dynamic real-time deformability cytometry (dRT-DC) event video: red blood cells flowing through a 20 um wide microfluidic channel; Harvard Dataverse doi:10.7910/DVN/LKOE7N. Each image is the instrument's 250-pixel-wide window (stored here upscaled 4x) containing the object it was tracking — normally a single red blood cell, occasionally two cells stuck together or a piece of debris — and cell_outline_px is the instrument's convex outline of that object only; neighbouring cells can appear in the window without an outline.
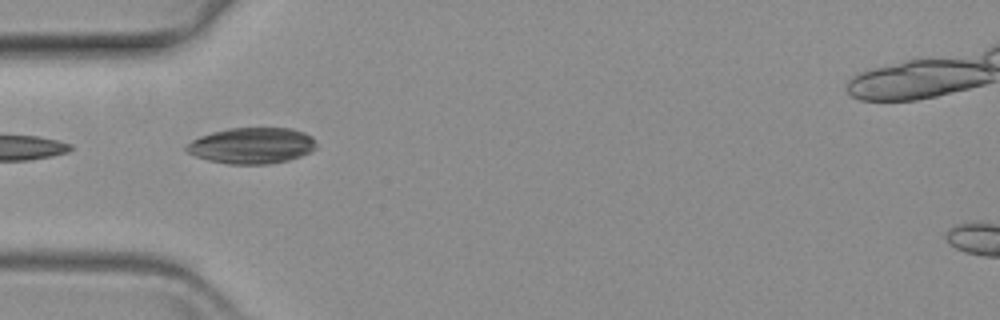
{"species": "common noctule bat (a hibernating species)", "species_latin": "Nyctalus noctula", "temperature_condition": "warm", "stored_images_in_passage": 4, "camera_frame_rate_fps": 3000, "um_per_image_px": 0.085, "animal": {"sex": "female", "body_mass_g": 19.3, "forearm_length_mm": 54.1}, "frame": {"image": 1, "passage_image": 1, "time_ms": 0.0, "image_size_px": [1000, 320], "cell_outline_px": [[316, 148], [312, 152], [288, 160], [268, 164], [228, 164], [208, 160], [196, 156], [188, 152], [184, 148], [192, 140], [200, 136], [212, 132], [228, 128], [292, 128], [304, 132], [312, 136], [316, 144]], "centroid_in_image_um": [21.43, 12.37], "position_along_channel_um": 63.6, "area_um2": 27.34}}